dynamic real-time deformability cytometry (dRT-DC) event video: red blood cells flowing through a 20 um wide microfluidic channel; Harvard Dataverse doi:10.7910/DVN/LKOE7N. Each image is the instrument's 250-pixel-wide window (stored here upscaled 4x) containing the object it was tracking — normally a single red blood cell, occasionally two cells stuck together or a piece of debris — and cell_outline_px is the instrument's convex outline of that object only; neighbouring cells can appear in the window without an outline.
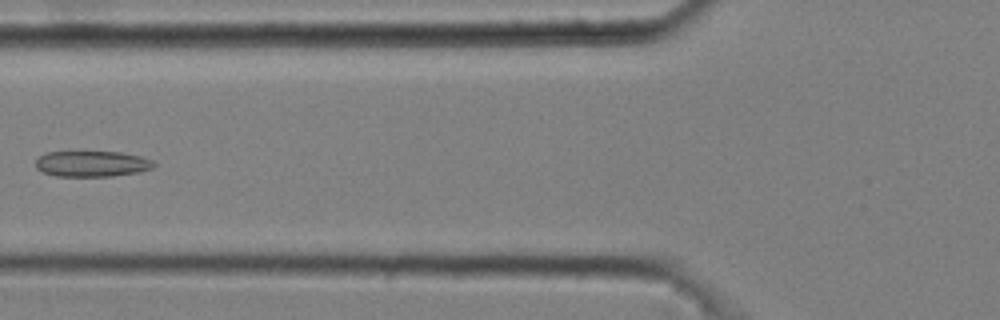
{"species": "common noctule bat (a hibernating species)", "species_latin": "Nyctalus noctula", "temperature_condition": "cold", "stored_images_in_passage": 6, "camera_frame_rate_fps": 3000, "um_per_image_px": 0.085, "animal": {"sex": "male", "body_mass_g": 20.4}, "frame": {"image": 1, "passage_image": 5, "time_ms": 1.333, "image_size_px": [1000, 320], "cell_outline_px": [[156, 164], [152, 168], [140, 172], [112, 176], [56, 176], [40, 172], [36, 168], [36, 160], [40, 156], [48, 152], [120, 152], [140, 156], [152, 160]], "centroid_in_image_um": [7.81, 13.93], "position_along_channel_um": 118.0, "area_um2": 17.8}}
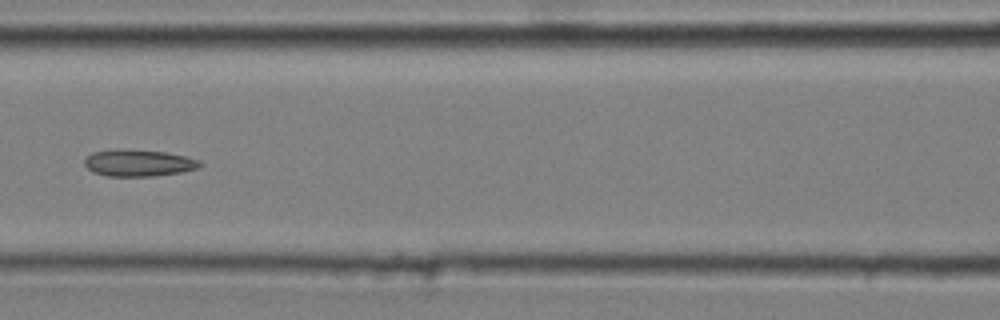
{"frame": {"image": 2, "passage_image": 6, "time_ms": 1.667, "image_size_px": [1000, 320], "cell_outline_px": [[204, 164], [200, 168], [180, 172], [152, 176], [108, 176], [92, 172], [84, 164], [84, 160], [92, 152], [120, 148], [164, 152], [184, 156], [200, 160]], "centroid_in_image_um": [11.78, 13.84], "position_along_channel_um": 154.8, "area_um2": 18.09}}